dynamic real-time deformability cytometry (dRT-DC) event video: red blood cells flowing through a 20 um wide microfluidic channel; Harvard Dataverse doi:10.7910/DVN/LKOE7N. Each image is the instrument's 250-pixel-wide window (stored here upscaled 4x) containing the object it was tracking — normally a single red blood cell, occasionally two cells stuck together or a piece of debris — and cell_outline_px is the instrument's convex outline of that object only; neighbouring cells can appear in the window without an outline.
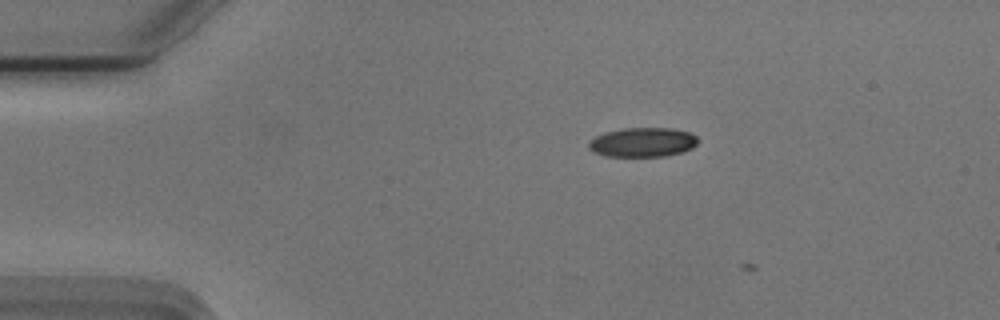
{"species": "Egyptian fruit bat (a non-hibernating species)", "species_latin": "Rousettus aegyptiacus", "temperature_condition": "cold", "stored_images_in_passage": 9, "camera_frame_rate_fps": 3000, "um_per_image_px": 0.085, "animal": {"sex": "male"}, "frame": {"image": 1, "passage_image": 8, "time_ms": 2.333, "image_size_px": [1000, 320], "cell_outline_px": [[700, 140], [692, 148], [684, 152], [664, 156], [608, 156], [592, 152], [588, 148], [588, 140], [604, 132], [624, 128], [672, 128], [688, 132], [696, 136]], "centroid_in_image_um": [54.62, 12.09], "position_along_channel_um": 30.4, "area_um2": 18.84}}